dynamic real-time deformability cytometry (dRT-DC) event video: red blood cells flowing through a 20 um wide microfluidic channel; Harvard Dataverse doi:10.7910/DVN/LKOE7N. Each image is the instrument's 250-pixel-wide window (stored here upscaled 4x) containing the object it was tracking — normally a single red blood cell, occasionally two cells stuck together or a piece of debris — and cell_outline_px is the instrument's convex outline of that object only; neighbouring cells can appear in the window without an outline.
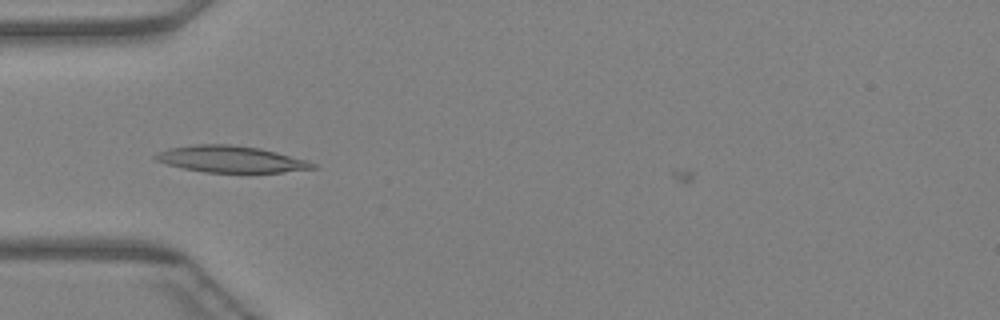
{"species": "Egyptian fruit bat (a non-hibernating species)", "species_latin": "Rousettus aegyptiacus", "temperature_condition": "warm", "stored_images_in_passage": 36, "camera_frame_rate_fps": 3000, "um_per_image_px": 0.085, "animal": {"sex": "female"}, "frame": {"image": 1, "passage_image": 4, "time_ms": 1.0, "image_size_px": [1000, 320], "cell_outline_px": [[316, 168], [284, 172], [204, 172], [184, 168], [168, 164], [156, 160], [152, 156], [168, 148], [196, 144], [228, 144], [260, 148], [276, 152], [304, 160], [316, 164]], "centroid_in_image_um": [19.6, 13.52], "position_along_channel_um": 65.4, "area_um2": 23.99}}
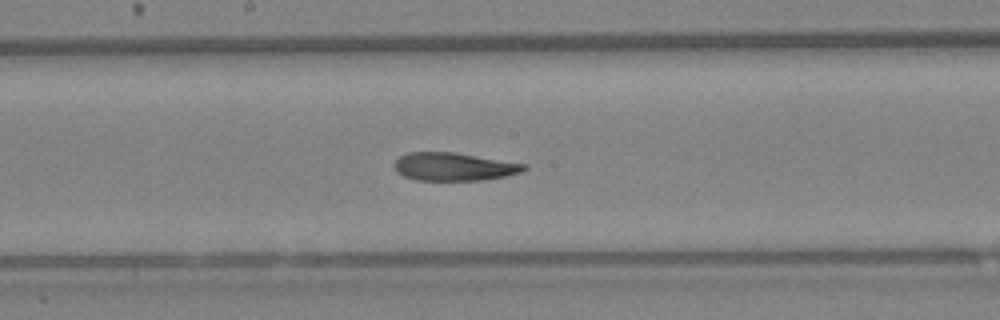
{"frame": {"image": 2, "passage_image": 14, "time_ms": 4.333, "image_size_px": [1000, 320], "cell_outline_px": [[528, 168], [520, 172], [504, 176], [480, 180], [416, 180], [404, 176], [396, 172], [392, 164], [400, 156], [408, 152], [456, 152], [528, 164]], "centroid_in_image_um": [38.57, 14.16], "position_along_channel_um": 209.6, "area_um2": 21.33}}
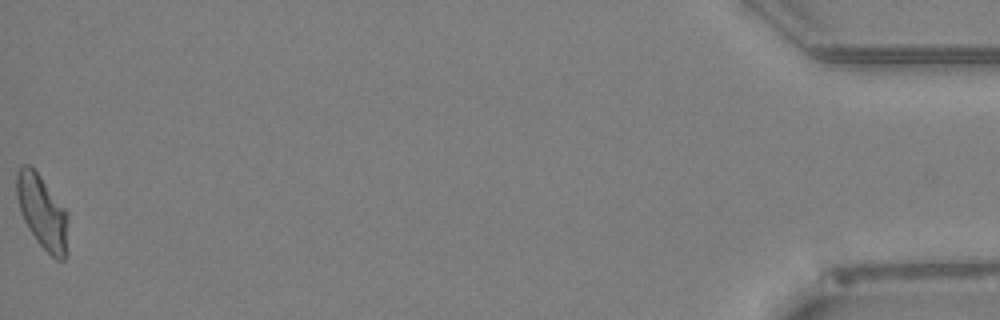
{"frame": {"image": 3, "passage_image": 36, "time_ms": 11.667, "image_size_px": [1000, 320], "cell_outline_px": [[68, 252], [64, 260], [56, 260], [36, 240], [28, 228], [20, 212], [16, 196], [16, 176], [20, 168], [24, 164], [28, 164], [40, 176], [68, 212]], "centroid_in_image_um": [3.62, 18.06], "position_along_channel_um": 431.6, "area_um2": 22.2}}